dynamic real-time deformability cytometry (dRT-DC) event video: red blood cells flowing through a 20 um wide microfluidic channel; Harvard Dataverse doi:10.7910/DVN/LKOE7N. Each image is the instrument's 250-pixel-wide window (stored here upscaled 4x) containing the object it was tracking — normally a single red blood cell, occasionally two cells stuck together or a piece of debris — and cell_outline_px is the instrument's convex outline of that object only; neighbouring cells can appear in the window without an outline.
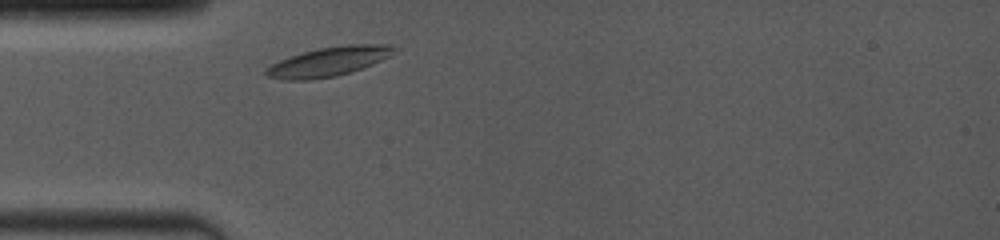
{"species": "common noctule bat (a hibernating species)", "species_latin": "Nyctalus noctula", "temperature_condition": "room temperature", "stored_images_in_passage": 2, "camera_frame_rate_fps": 4000, "um_per_image_px": 0.085, "animal": {"sex": "female", "body_mass_g": 19.0, "forearm_length_mm": 53.3}, "frame": {"image": 1, "passage_image": 2, "time_ms": 0.5, "image_size_px": [1000, 240], "cell_outline_px": [[396, 48], [388, 56], [372, 64], [336, 76], [312, 80], [284, 80], [264, 76], [264, 72], [272, 64], [280, 60], [304, 52], [320, 48], [348, 44], [392, 44]], "centroid_in_image_um": [27.9, 5.24], "position_along_channel_um": 57.1, "area_um2": 21.5}}